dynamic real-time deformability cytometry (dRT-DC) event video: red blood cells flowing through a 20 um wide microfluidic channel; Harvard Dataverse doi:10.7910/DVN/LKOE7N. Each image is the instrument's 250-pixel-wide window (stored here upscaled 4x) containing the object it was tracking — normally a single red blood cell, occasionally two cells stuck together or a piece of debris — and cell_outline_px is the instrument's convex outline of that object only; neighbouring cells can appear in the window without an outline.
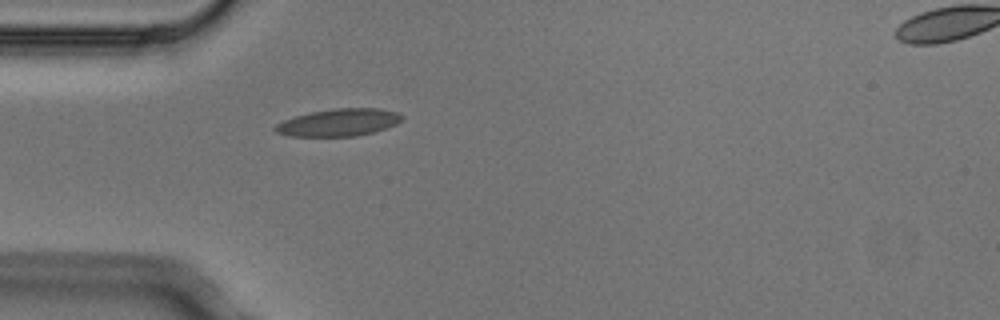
{"species": "Egyptian fruit bat (a non-hibernating species)", "species_latin": "Rousettus aegyptiacus", "temperature_condition": "cold", "stored_images_in_passage": 2, "segment_of_instrument_passage": [1, 2], "camera_frame_rate_fps": 3000, "um_per_image_px": 0.085, "animal": {"sex": "male"}, "frame": {"image": 1, "passage_image": 1, "time_ms": 0.0, "image_size_px": [1000, 320], "cell_outline_px": [[404, 116], [396, 124], [372, 132], [356, 136], [288, 136], [276, 132], [272, 128], [276, 124], [284, 120], [296, 116], [312, 112], [336, 108], [380, 108], [396, 112]], "centroid_in_image_um": [28.77, 10.41], "position_along_channel_um": 56.2, "area_um2": 20.0}}